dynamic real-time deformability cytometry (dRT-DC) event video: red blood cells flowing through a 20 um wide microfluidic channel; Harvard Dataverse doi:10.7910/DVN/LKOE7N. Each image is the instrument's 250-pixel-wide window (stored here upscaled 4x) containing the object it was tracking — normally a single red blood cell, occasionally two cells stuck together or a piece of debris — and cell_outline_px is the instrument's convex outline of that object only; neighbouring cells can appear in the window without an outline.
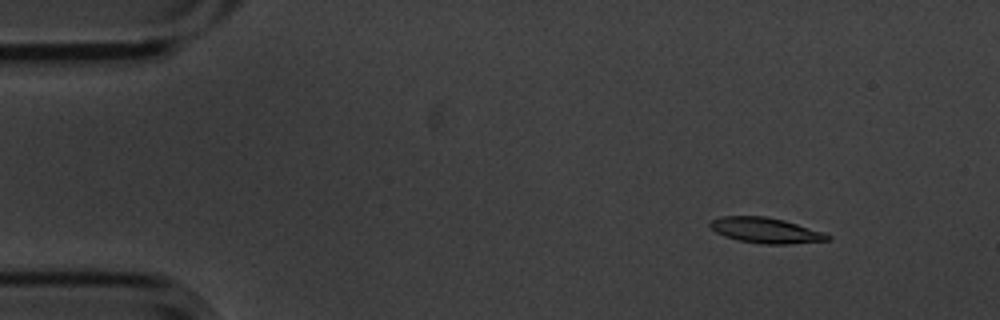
{"species": "common noctule bat (a hibernating species)", "species_latin": "Nyctalus noctula", "temperature_condition": "cold", "stored_images_in_passage": 5, "camera_frame_rate_fps": 3000, "um_per_image_px": 0.085, "animal": {"sex": "male", "body_mass_g": 20.1, "forearm_length_mm": 53.5}, "frame": {"image": 1, "passage_image": 2, "time_ms": 0.333, "image_size_px": [1000, 320], "cell_outline_px": [[832, 240], [788, 244], [764, 244], [736, 240], [724, 236], [716, 232], [708, 224], [712, 220], [720, 216], [764, 216], [784, 220], [832, 236]], "centroid_in_image_um": [65.05, 19.59], "position_along_channel_um": 20.0, "area_um2": 17.28}}
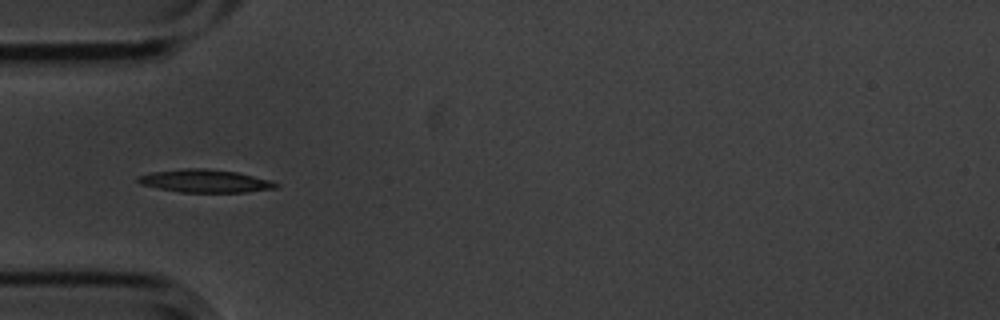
{"frame": {"image": 2, "passage_image": 5, "time_ms": 1.333, "image_size_px": [1000, 320], "cell_outline_px": [[280, 184], [276, 188], [244, 192], [180, 192], [140, 184], [136, 180], [136, 176], [152, 172], [184, 168], [204, 168], [236, 172], [268, 180]], "centroid_in_image_um": [17.38, 15.38], "position_along_channel_um": 67.6, "area_um2": 18.21}}